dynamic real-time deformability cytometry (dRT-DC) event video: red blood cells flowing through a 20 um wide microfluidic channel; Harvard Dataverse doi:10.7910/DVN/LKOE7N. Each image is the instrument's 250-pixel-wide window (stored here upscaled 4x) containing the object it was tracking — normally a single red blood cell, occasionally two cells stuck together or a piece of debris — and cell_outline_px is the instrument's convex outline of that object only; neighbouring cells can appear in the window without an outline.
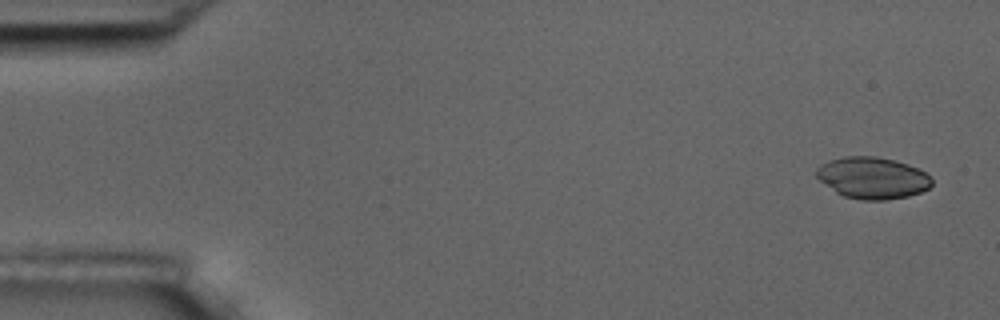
{"species": "common noctule bat (a hibernating species)", "species_latin": "Nyctalus noctula", "temperature_condition": "room temperature", "stored_images_in_passage": 5, "camera_frame_rate_fps": 3000, "um_per_image_px": 0.085, "animal": {"sex": "male", "body_mass_g": 17.5, "forearm_length_mm": 52.3}, "frame": {"image": 1, "passage_image": 1, "time_ms": 0.0, "image_size_px": [1000, 320], "cell_outline_px": [[932, 184], [928, 188], [920, 192], [908, 196], [884, 200], [860, 200], [844, 196], [836, 192], [820, 180], [816, 176], [816, 168], [820, 164], [828, 160], [844, 156], [876, 156], [896, 160], [908, 164], [924, 172], [932, 180]], "centroid_in_image_um": [74.14, 15.11], "position_along_channel_um": 10.9, "area_um2": 27.98}}
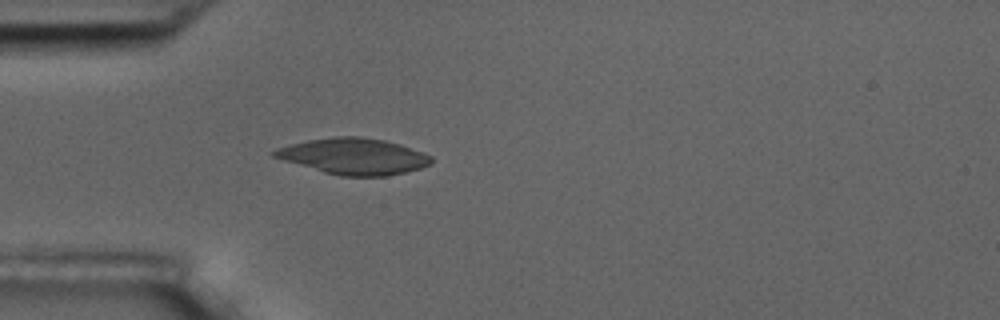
{"frame": {"image": 2, "passage_image": 5, "time_ms": 4.667, "image_size_px": [1000, 320], "cell_outline_px": [[432, 164], [420, 168], [404, 172], [384, 176], [340, 176], [324, 172], [284, 160], [272, 156], [272, 152], [276, 148], [308, 140], [336, 136], [360, 136], [384, 140], [400, 144], [424, 152], [432, 156]], "centroid_in_image_um": [30.1, 13.28], "position_along_channel_um": 54.9, "area_um2": 32.89}}